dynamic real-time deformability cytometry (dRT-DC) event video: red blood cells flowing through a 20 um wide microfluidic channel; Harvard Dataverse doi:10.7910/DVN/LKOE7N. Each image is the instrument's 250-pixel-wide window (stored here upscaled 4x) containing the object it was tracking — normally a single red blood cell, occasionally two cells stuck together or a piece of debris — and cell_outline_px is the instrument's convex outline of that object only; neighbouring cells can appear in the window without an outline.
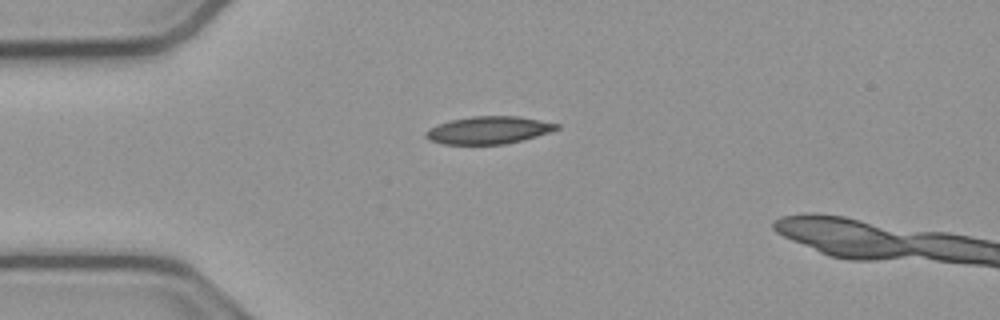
{"species": "common noctule bat (a hibernating species)", "species_latin": "Nyctalus noctula", "temperature_condition": "cold", "stored_images_in_passage": 37, "camera_frame_rate_fps": 3000, "um_per_image_px": 0.085, "animal": {"sex": "male", "body_mass_g": 23.1, "forearm_length_mm": 52.7}, "frame": {"image": 1, "passage_image": 1, "time_ms": 0.0, "image_size_px": [1000, 320], "cell_outline_px": [[560, 128], [524, 140], [504, 144], [444, 144], [428, 140], [424, 136], [424, 132], [428, 128], [436, 124], [448, 120], [472, 116], [516, 116], [540, 120], [560, 124]], "centroid_in_image_um": [41.47, 11.06], "position_along_channel_um": 43.5, "area_um2": 21.15}}
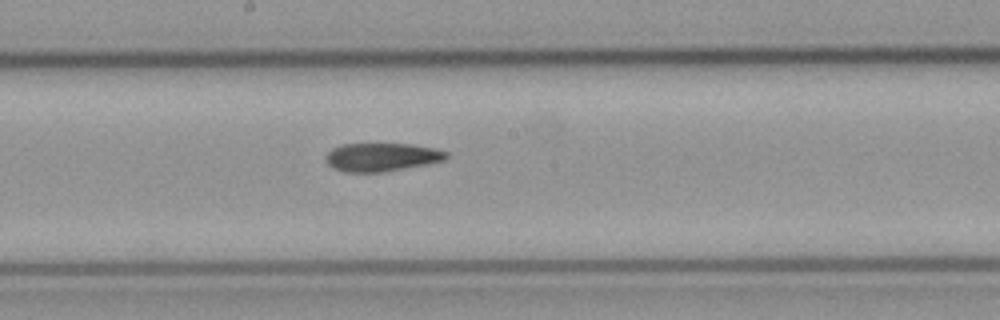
{"frame": {"image": 2, "passage_image": 16, "time_ms": 5.0, "image_size_px": [1000, 320], "cell_outline_px": [[452, 152], [444, 160], [424, 164], [380, 172], [344, 172], [332, 168], [324, 160], [324, 156], [332, 148], [340, 144], [412, 144], [436, 148]], "centroid_in_image_um": [32.42, 13.34], "position_along_channel_um": 215.8, "area_um2": 20.0}}
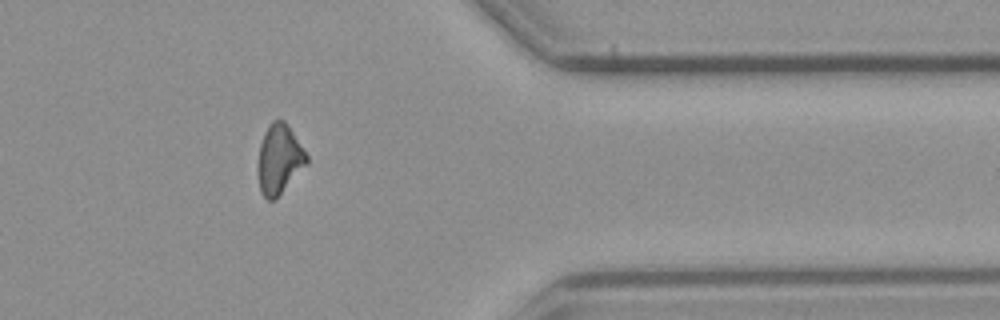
{"frame": {"image": 3, "passage_image": 31, "time_ms": 10.0, "image_size_px": [1000, 320], "cell_outline_px": [[308, 164], [272, 200], [268, 200], [260, 192], [256, 172], [256, 168], [260, 144], [264, 132], [268, 124], [272, 120], [284, 120], [288, 124], [308, 156]], "centroid_in_image_um": [23.7, 13.5], "position_along_channel_um": 387.7, "area_um2": 19.83}}